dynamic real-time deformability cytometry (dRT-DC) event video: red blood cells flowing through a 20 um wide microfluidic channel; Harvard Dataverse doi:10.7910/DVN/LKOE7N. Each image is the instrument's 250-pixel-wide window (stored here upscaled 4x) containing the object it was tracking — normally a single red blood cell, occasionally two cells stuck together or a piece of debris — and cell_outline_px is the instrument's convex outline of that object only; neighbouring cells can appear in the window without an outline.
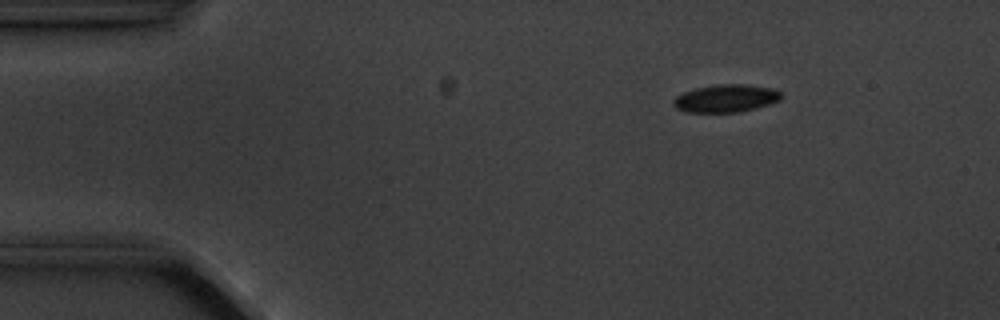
{"species": "common noctule bat (a hibernating species)", "species_latin": "Nyctalus noctula", "temperature_condition": "cold", "stored_images_in_passage": 7, "camera_frame_rate_fps": 3000, "um_per_image_px": 0.085, "animal": {"sex": "male", "body_mass_g": 20.1, "forearm_length_mm": 53.5}, "frame": {"image": 1, "passage_image": 3, "time_ms": 2.333, "image_size_px": [1000, 320], "cell_outline_px": [[780, 100], [756, 108], [736, 112], [688, 112], [676, 108], [672, 104], [672, 100], [676, 96], [684, 92], [696, 88], [716, 84], [744, 84], [776, 88], [780, 92]], "centroid_in_image_um": [61.69, 8.35], "position_along_channel_um": 23.3, "area_um2": 17.4}}
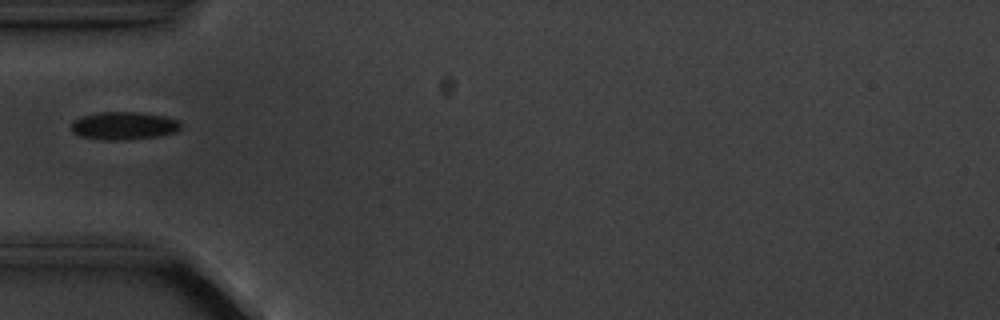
{"frame": {"image": 2, "passage_image": 6, "time_ms": 5.667, "image_size_px": [1000, 320], "cell_outline_px": [[180, 128], [176, 132], [156, 136], [124, 140], [104, 140], [80, 136], [72, 132], [72, 120], [80, 116], [100, 112], [140, 112], [164, 116], [180, 120]], "centroid_in_image_um": [10.51, 10.68], "position_along_channel_um": 74.5, "area_um2": 17.86}}